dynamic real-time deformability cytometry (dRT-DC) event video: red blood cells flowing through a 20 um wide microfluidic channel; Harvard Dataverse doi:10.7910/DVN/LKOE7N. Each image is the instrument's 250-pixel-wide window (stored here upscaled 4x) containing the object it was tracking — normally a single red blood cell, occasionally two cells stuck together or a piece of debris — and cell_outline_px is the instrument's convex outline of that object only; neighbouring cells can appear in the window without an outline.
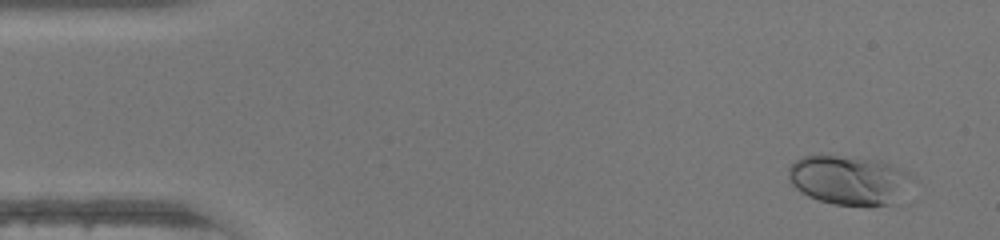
{"species": "human", "species_latin": "Homo sapiens", "temperature_condition": "warm", "stored_images_in_passage": 47, "camera_frame_rate_fps": 3000, "um_per_image_px": 0.085, "donor": {"sex": "female"}, "frame": {"image": 1, "passage_image": 3, "time_ms": 0.667, "image_size_px": [1000, 240], "cell_outline_px": [[912, 176], [888, 204], [868, 208], [832, 204], [808, 196], [800, 192], [792, 184], [788, 176], [788, 168], [796, 160], [804, 156], [820, 152], [880, 160], [900, 168], [908, 172]], "centroid_in_image_um": [72.03, 15.26], "position_along_channel_um": 13.0, "area_um2": 35.66}}
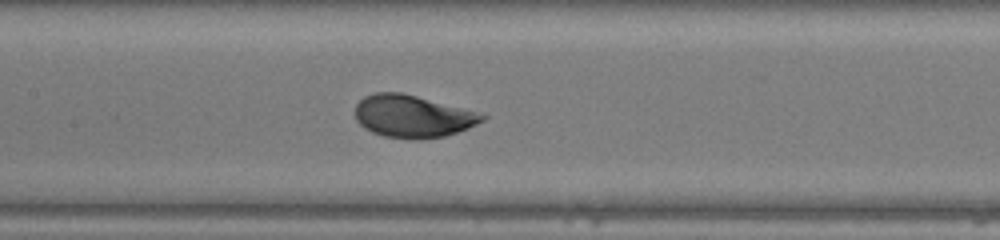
{"frame": {"image": 2, "passage_image": 22, "time_ms": 7.0, "image_size_px": [1000, 240], "cell_outline_px": [[488, 116], [484, 120], [468, 128], [444, 136], [416, 140], [412, 140], [384, 136], [372, 132], [364, 128], [356, 120], [356, 104], [364, 96], [376, 92], [400, 92], [416, 96], [476, 112]], "centroid_in_image_um": [35.03, 9.89], "position_along_channel_um": 172.4, "area_um2": 31.1}}
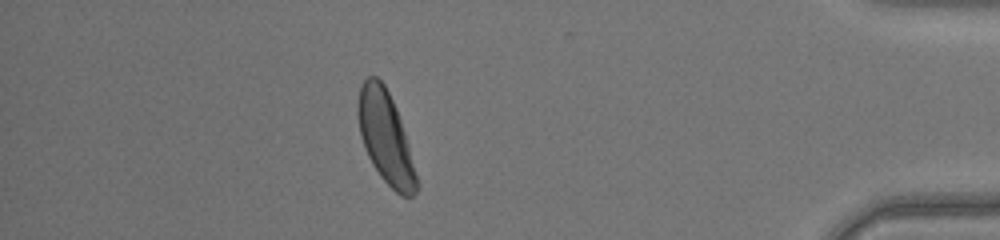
{"frame": {"image": 3, "passage_image": 41, "time_ms": 13.333, "image_size_px": [1000, 240], "cell_outline_px": [[420, 188], [412, 196], [400, 196], [380, 176], [372, 164], [364, 148], [360, 136], [356, 112], [356, 104], [360, 88], [364, 80], [368, 76], [376, 76], [384, 84], [396, 108], [408, 144], [420, 184]], "centroid_in_image_um": [32.76, 11.7], "position_along_channel_um": 402.4, "area_um2": 31.56}, "authors_computed_cell_mechanics": {"area_um2": 31.5588, "velocity_mm_per_s": 4.3999, "shape_relaxation_time_tau1_ms": 1.8752, "shape_relaxation_time_tau2_ms": null, "deformation_change_tau1": 0.1195, "deformation_change_tau2": null}}